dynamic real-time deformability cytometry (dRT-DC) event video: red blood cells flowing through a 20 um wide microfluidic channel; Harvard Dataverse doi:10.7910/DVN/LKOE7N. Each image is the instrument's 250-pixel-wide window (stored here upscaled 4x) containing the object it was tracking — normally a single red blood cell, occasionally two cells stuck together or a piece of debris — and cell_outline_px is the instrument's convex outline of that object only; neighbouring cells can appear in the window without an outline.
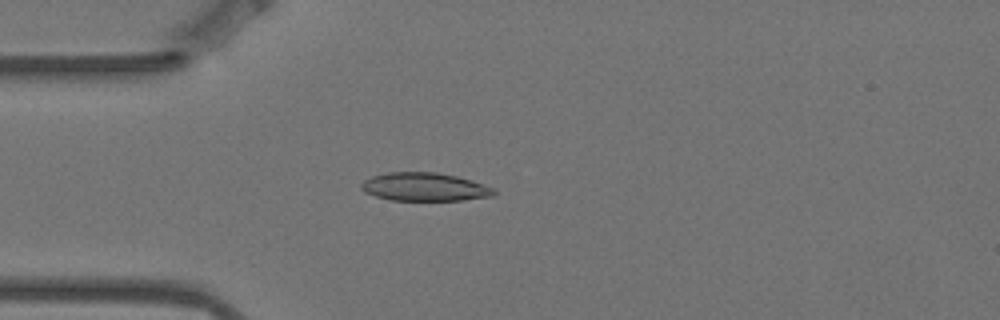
{"species": "Egyptian fruit bat (a non-hibernating species)", "species_latin": "Rousettus aegyptiacus", "temperature_condition": "warm", "stored_images_in_passage": 4, "camera_frame_rate_fps": 3000, "um_per_image_px": 0.085, "animal": {"sex": "female"}, "frame": {"image": 1, "passage_image": 4, "time_ms": 1.0, "image_size_px": [1000, 320], "cell_outline_px": [[496, 196], [464, 200], [392, 200], [376, 196], [364, 192], [360, 188], [360, 184], [364, 180], [372, 176], [388, 172], [436, 172], [456, 176], [492, 188], [496, 192]], "centroid_in_image_um": [36.05, 15.89], "position_along_channel_um": 48.9, "area_um2": 21.73}}